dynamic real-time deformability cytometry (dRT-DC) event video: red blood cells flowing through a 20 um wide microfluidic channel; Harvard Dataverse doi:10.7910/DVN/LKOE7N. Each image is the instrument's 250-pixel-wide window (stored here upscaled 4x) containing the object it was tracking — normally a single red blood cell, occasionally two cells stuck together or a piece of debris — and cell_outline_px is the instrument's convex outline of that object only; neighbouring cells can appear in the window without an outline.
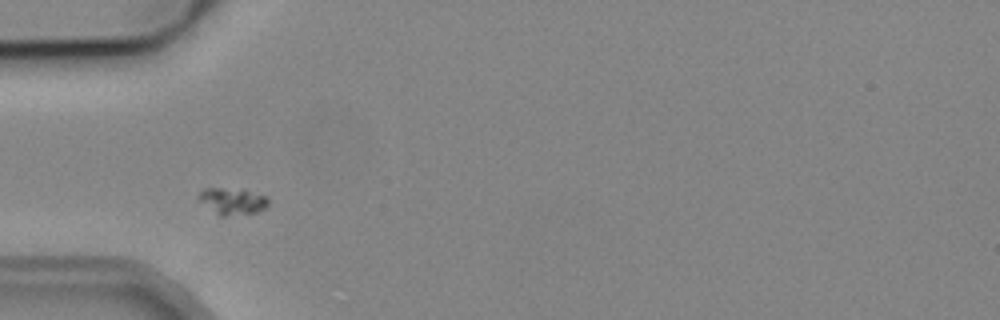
{"species": "common noctule bat (a hibernating species)", "species_latin": "Nyctalus noctula", "temperature_condition": "cold", "stored_images_in_passage": 3, "camera_frame_rate_fps": 3000, "um_per_image_px": 0.085, "animal": {"sex": "male", "body_mass_g": 19.2, "forearm_length_mm": 51.8}, "frame": {"image": 1, "passage_image": 2, "time_ms": 1.0, "image_size_px": [1000, 320], "cell_outline_px": [[268, 204], [264, 208], [256, 212], [224, 216], [220, 216], [200, 200], [196, 196], [204, 188], [220, 188], [248, 192], [264, 196], [268, 200]], "centroid_in_image_um": [19.71, 17.11], "position_along_channel_um": 65.3, "area_um2": 10.17}}